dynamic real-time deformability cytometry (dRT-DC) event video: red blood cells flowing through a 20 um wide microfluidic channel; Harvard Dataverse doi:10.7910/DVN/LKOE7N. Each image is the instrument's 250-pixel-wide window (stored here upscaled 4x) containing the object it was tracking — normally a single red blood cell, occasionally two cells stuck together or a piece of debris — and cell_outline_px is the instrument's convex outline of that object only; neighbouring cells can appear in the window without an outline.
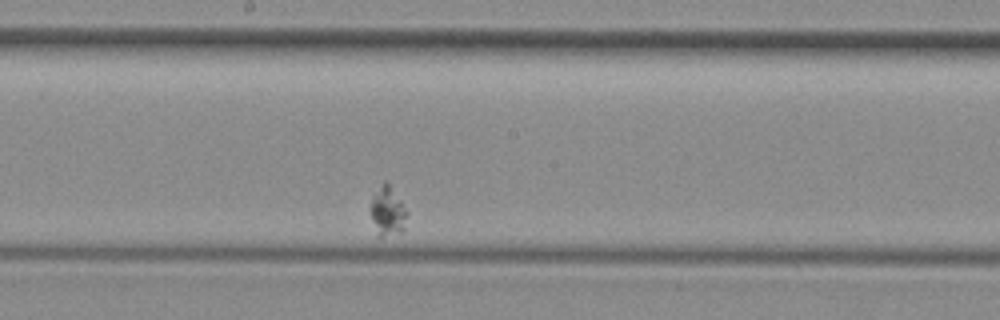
{"species": "common noctule bat (a hibernating species)", "species_latin": "Nyctalus noctula", "temperature_condition": "room temperature", "stored_images_in_passage": 31, "camera_frame_rate_fps": 3000, "um_per_image_px": 0.085, "animal": {"sex": "female", "body_mass_g": 29.2, "forearm_length_mm": 56.3}, "frame": {"image": 1, "passage_image": 16, "time_ms": 5.0, "image_size_px": [1000, 320], "cell_outline_px": [[408, 212], [404, 232], [380, 236], [376, 236], [368, 212], [368, 208], [372, 196], [384, 180], [388, 180]], "centroid_in_image_um": [32.91, 17.95], "position_along_channel_um": 215.3, "area_um2": 11.1}}